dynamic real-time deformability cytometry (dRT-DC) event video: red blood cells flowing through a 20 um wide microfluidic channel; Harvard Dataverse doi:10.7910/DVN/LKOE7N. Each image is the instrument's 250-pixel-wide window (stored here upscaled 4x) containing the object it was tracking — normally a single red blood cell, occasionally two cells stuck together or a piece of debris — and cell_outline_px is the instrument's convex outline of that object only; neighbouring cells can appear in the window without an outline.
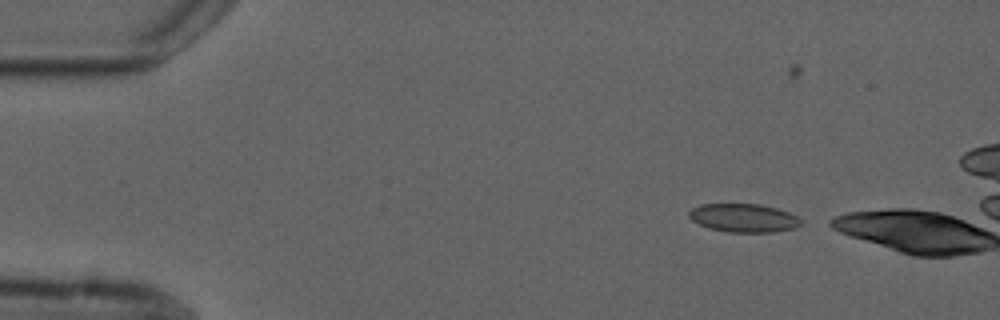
{"species": "common noctule bat (a hibernating species)", "species_latin": "Nyctalus noctula", "temperature_condition": "cold", "stored_images_in_passage": 5, "camera_frame_rate_fps": 3000, "um_per_image_px": 0.085, "animal": {"sex": "male", "forearm_length_mm": 52.5}, "frame": {"image": 1, "passage_image": 2, "time_ms": 1.333, "image_size_px": [1000, 320], "cell_outline_px": [[804, 220], [796, 228], [772, 232], [728, 232], [708, 228], [692, 220], [688, 216], [688, 212], [692, 208], [700, 204], [760, 204], [776, 208], [788, 212]], "centroid_in_image_um": [63.21, 18.52], "position_along_channel_um": 21.8, "area_um2": 18.61}}